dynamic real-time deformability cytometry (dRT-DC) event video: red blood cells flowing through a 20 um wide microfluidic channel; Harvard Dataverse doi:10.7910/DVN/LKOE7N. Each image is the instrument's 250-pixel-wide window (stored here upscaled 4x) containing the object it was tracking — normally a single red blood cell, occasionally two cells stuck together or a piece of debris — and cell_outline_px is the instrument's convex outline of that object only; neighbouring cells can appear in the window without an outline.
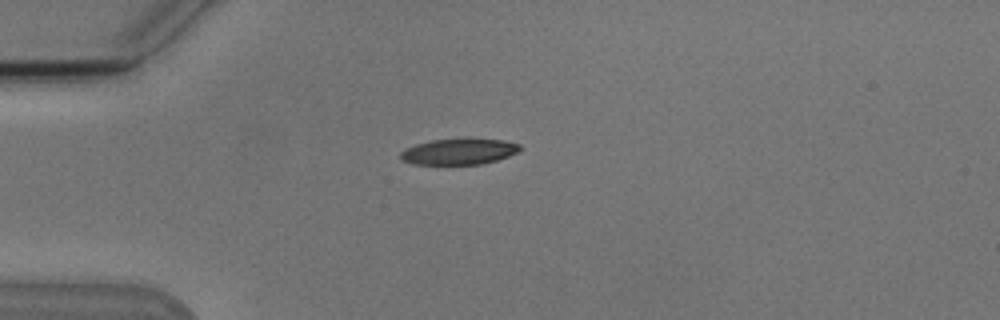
{"species": "Egyptian fruit bat (a non-hibernating species)", "species_latin": "Rousettus aegyptiacus", "temperature_condition": "cold", "stored_images_in_passage": 9, "camera_frame_rate_fps": 3000, "um_per_image_px": 0.085, "animal": {"sex": "male"}, "frame": {"image": 1, "passage_image": 3, "time_ms": 3.333, "image_size_px": [1000, 320], "cell_outline_px": [[524, 148], [520, 152], [496, 160], [480, 164], [412, 164], [400, 160], [400, 152], [404, 148], [416, 144], [432, 140], [468, 136], [504, 140], [520, 144]], "centroid_in_image_um": [39.05, 12.84], "position_along_channel_um": 46.0, "area_um2": 18.9}}
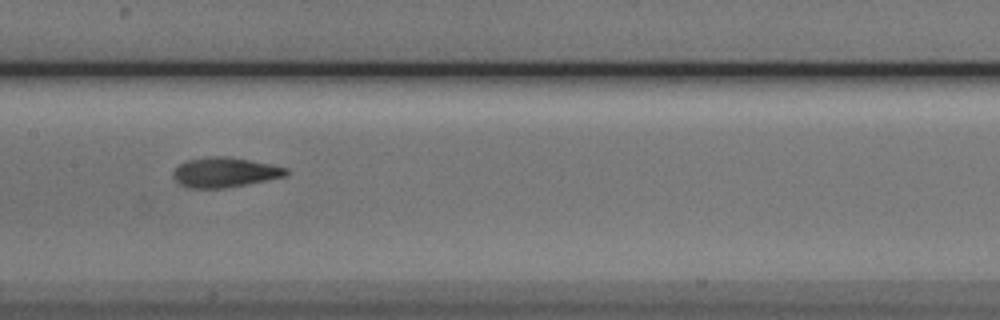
{"frame": {"image": 2, "passage_image": 7, "time_ms": 7.667, "image_size_px": [1000, 320], "cell_outline_px": [[288, 176], [224, 188], [192, 188], [180, 184], [172, 176], [176, 168], [180, 164], [188, 160], [212, 156], [228, 156], [288, 168]], "centroid_in_image_um": [19.12, 14.65], "position_along_channel_um": 188.3, "area_um2": 19.36}}
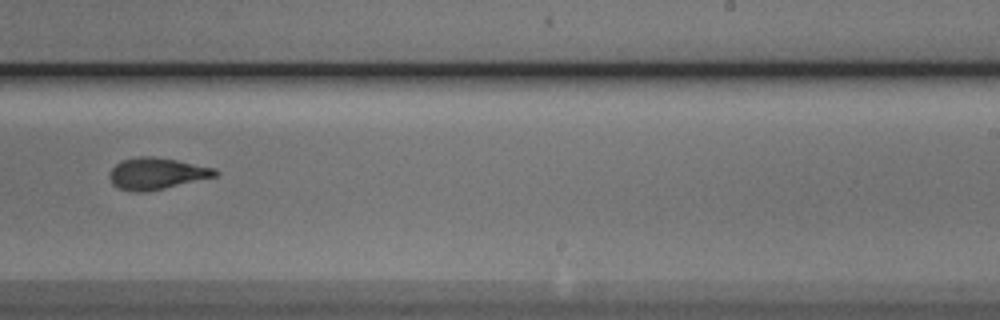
{"frame": {"image": 3, "passage_image": 9, "time_ms": 10.0, "image_size_px": [1000, 320], "cell_outline_px": [[220, 172], [216, 176], [148, 192], [132, 192], [120, 188], [112, 184], [108, 176], [108, 172], [120, 160], [136, 156], [152, 156], [176, 160], [216, 168]], "centroid_in_image_um": [13.28, 14.75], "position_along_channel_um": 275.7, "area_um2": 19.65}}